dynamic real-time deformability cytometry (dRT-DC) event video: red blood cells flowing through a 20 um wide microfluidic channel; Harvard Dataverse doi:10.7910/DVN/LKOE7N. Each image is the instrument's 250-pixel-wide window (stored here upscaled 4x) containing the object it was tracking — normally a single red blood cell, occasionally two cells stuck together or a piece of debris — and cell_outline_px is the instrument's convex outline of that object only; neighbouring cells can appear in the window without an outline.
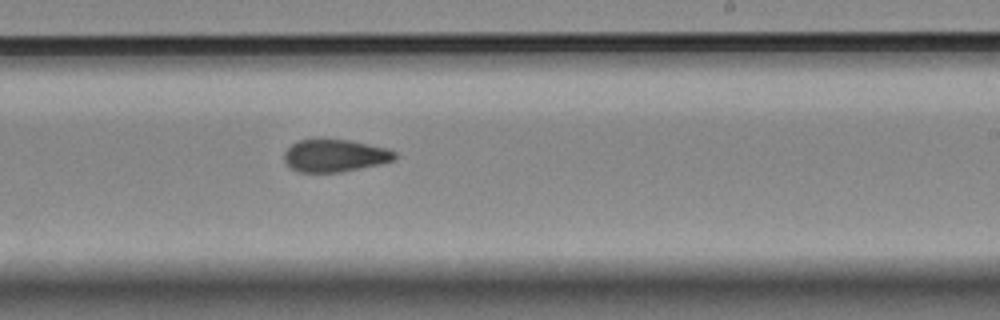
{"species": "Egyptian fruit bat (a non-hibernating species)", "species_latin": "Rousettus aegyptiacus", "temperature_condition": "room temperature", "stored_images_in_passage": 10, "camera_frame_rate_fps": 3000, "um_per_image_px": 0.085, "animal": {"sex": "female"}, "frame": {"image": 1, "passage_image": 10, "time_ms": 11.0, "image_size_px": [1000, 320], "cell_outline_px": [[396, 160], [380, 164], [340, 172], [300, 172], [292, 168], [284, 160], [284, 152], [296, 140], [316, 136], [348, 140], [388, 148], [396, 152]], "centroid_in_image_um": [28.44, 13.18], "position_along_channel_um": 260.6, "area_um2": 21.5}}